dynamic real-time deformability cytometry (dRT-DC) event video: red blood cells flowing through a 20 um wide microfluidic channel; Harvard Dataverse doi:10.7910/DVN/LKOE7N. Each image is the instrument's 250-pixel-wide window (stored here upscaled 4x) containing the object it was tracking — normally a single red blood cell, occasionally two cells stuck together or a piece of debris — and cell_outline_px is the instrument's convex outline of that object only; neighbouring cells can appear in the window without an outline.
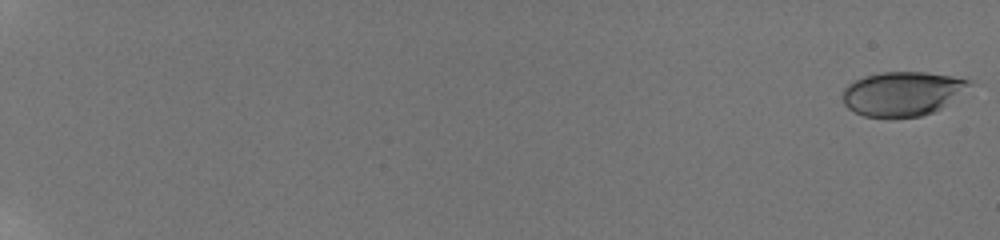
{"species": "human", "species_latin": "Homo sapiens", "temperature_condition": "room temperature", "stored_images_in_passage": 77, "camera_frame_rate_fps": 3000, "um_per_image_px": 0.085, "donor": {"sex": "male"}, "frame": {"image": 1, "passage_image": 1, "time_ms": 0.0, "image_size_px": [1000, 240], "cell_outline_px": [[972, 84], [940, 108], [932, 112], [920, 116], [864, 116], [848, 108], [844, 104], [844, 88], [848, 84], [864, 76], [884, 72], [928, 72], [972, 80]], "centroid_in_image_um": [76.69, 7.93], "position_along_channel_um": 8.3, "area_um2": 31.91}}
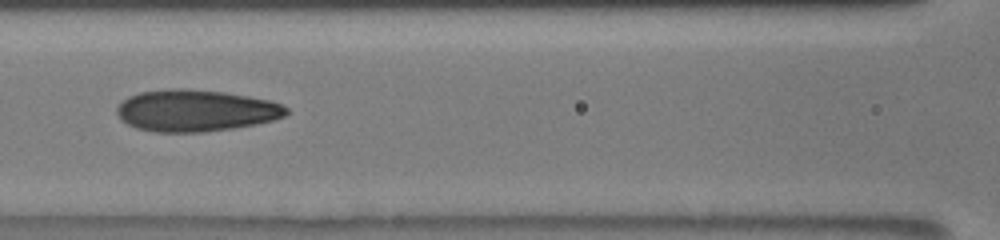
{"frame": {"image": 2, "passage_image": 42, "time_ms": 10.333, "image_size_px": [1000, 240], "cell_outline_px": [[288, 112], [284, 116], [272, 120], [256, 124], [232, 128], [204, 132], [156, 132], [136, 128], [120, 120], [116, 112], [116, 108], [128, 96], [140, 92], [176, 88], [184, 88], [224, 92], [272, 100], [288, 108]], "centroid_in_image_um": [16.62, 9.4], "position_along_channel_um": 150.0, "area_um2": 41.21}}
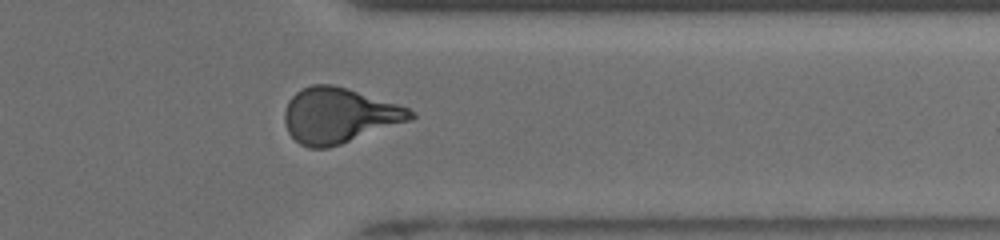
{"frame": {"image": 3, "passage_image": 65, "time_ms": 16.333, "image_size_px": [1000, 240], "cell_outline_px": [[416, 116], [412, 120], [328, 148], [308, 148], [300, 144], [288, 132], [284, 120], [284, 112], [288, 100], [296, 92], [312, 84], [332, 84], [396, 104], [408, 108], [416, 112]], "centroid_in_image_um": [28.8, 9.82], "position_along_channel_um": 382.6, "area_um2": 40.23}, "authors_computed_cell_mechanics": {"area_um2": 38.8994, "velocity_mm_per_s": 3.8885, "shape_relaxation_time_tau1_ms": 4.7746, "shape_relaxation_time_tau2_ms": 1.3582, "deformation_change_tau1": 0.1962, "deformation_change_tau2": 0.0726}}